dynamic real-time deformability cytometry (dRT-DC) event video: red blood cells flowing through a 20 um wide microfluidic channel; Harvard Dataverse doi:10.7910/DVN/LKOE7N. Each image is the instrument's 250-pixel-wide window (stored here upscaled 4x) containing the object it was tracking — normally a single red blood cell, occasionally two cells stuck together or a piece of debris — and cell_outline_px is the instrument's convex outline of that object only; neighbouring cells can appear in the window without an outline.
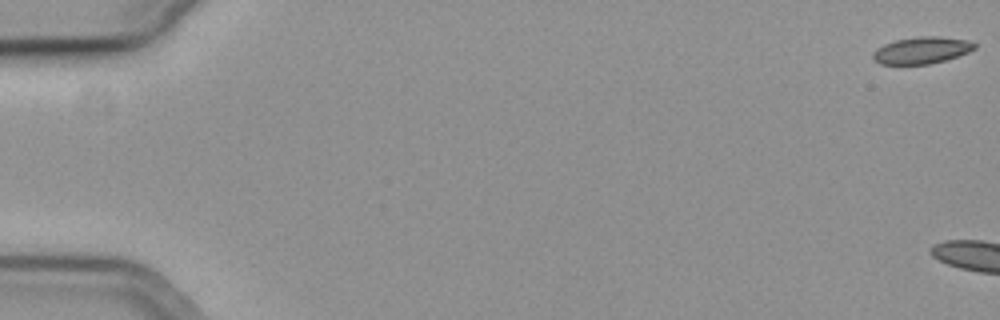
{"species": "common noctule bat (a hibernating species)", "species_latin": "Nyctalus noctula", "temperature_condition": "cold", "stored_images_in_passage": 9, "camera_frame_rate_fps": 3000, "um_per_image_px": 0.085, "animal": {"sex": "female", "body_mass_g": 19.3, "forearm_length_mm": 54.1}, "frame": {"image": 1, "passage_image": 1, "time_ms": 0.0, "image_size_px": [1000, 320], "cell_outline_px": [[976, 48], [968, 52], [944, 60], [928, 64], [880, 64], [872, 60], [872, 52], [876, 48], [884, 44], [896, 40], [920, 36], [936, 36], [968, 40], [976, 44]], "centroid_in_image_um": [78.3, 4.27], "position_along_channel_um": 6.7, "area_um2": 15.84}}